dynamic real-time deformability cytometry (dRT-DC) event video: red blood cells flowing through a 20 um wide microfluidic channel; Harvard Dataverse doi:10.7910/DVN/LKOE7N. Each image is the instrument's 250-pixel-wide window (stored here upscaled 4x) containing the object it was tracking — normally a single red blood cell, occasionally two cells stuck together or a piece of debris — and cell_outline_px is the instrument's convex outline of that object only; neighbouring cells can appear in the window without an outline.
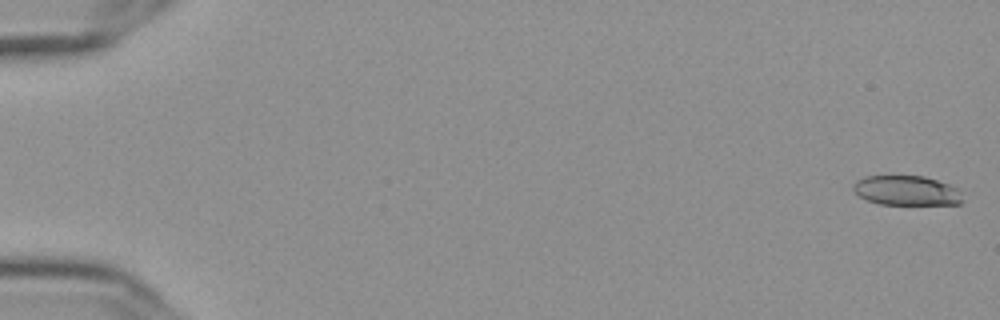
{"species": "Egyptian fruit bat (a non-hibernating species)", "species_latin": "Rousettus aegyptiacus", "temperature_condition": "cold", "stored_images_in_passage": 12, "camera_frame_rate_fps": 3000, "um_per_image_px": 0.085, "frame": {"image": 1, "passage_image": 2, "time_ms": 0.333, "image_size_px": [1000, 320], "cell_outline_px": [[964, 200], [960, 204], [880, 204], [868, 200], [860, 196], [852, 188], [856, 180], [864, 176], [924, 176], [948, 184], [956, 188]], "centroid_in_image_um": [77.05, 16.19], "position_along_channel_um": 8.0, "area_um2": 18.73}}